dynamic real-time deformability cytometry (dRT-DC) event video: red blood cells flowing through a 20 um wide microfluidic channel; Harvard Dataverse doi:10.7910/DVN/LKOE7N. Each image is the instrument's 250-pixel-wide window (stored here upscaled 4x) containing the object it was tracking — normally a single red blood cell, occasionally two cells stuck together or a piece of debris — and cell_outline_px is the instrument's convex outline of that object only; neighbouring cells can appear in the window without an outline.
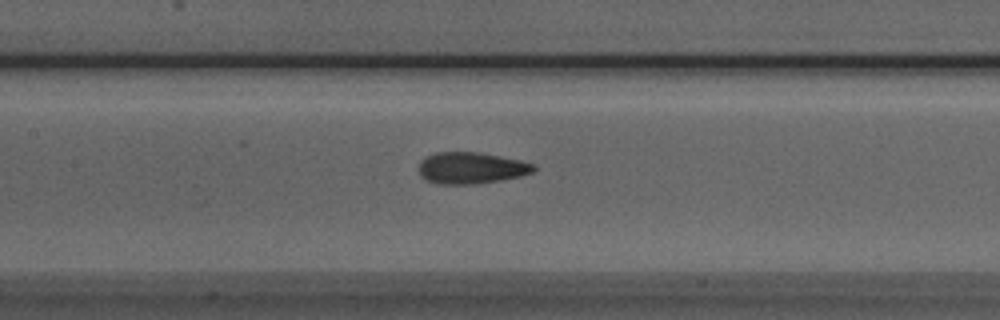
{"species": "Egyptian fruit bat (a non-hibernating species)", "species_latin": "Rousettus aegyptiacus", "temperature_condition": "room temperature", "stored_images_in_passage": 36, "camera_frame_rate_fps": 3000, "um_per_image_px": 0.085, "animal": {"sex": "male"}, "frame": {"image": 1, "passage_image": 8, "time_ms": 2.333, "image_size_px": [1000, 320], "cell_outline_px": [[536, 168], [532, 172], [520, 176], [500, 180], [472, 184], [436, 184], [424, 180], [420, 176], [420, 160], [424, 156], [436, 152], [480, 152], [520, 160], [532, 164]], "centroid_in_image_um": [39.99, 14.27], "position_along_channel_um": 167.4, "area_um2": 21.15}}
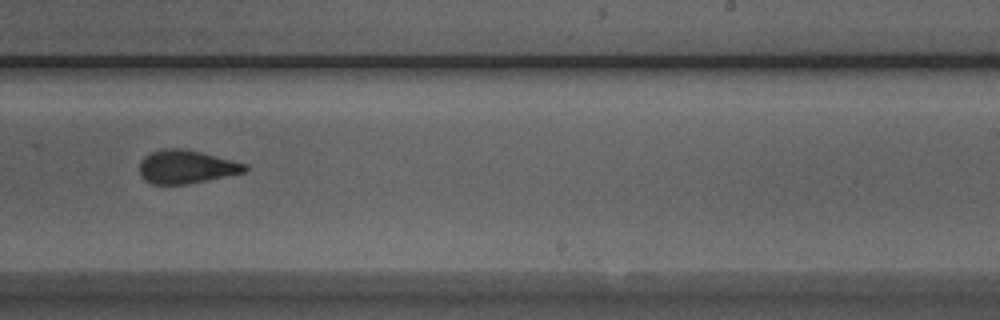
{"frame": {"image": 2, "passage_image": 16, "time_ms": 5.0, "image_size_px": [1000, 320], "cell_outline_px": [[248, 168], [244, 172], [208, 180], [188, 184], [152, 184], [144, 180], [140, 176], [140, 160], [144, 156], [152, 152], [164, 148], [180, 148], [200, 152], [248, 164]], "centroid_in_image_um": [15.81, 14.18], "position_along_channel_um": 273.2, "area_um2": 20.46}}
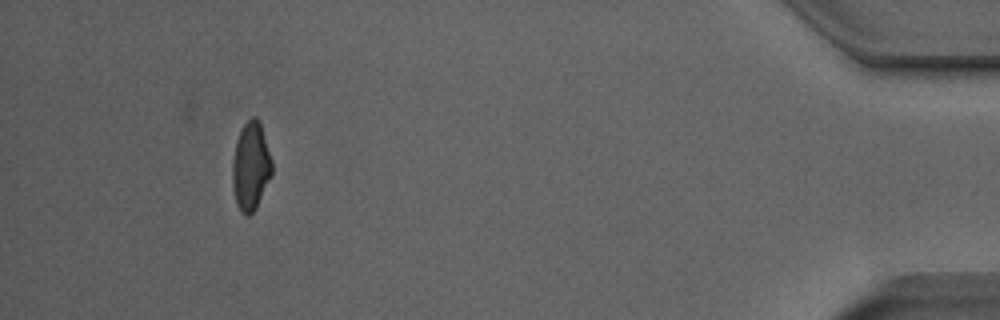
{"frame": {"image": 3, "passage_image": 32, "time_ms": 10.333, "image_size_px": [1000, 320], "cell_outline_px": [[272, 176], [256, 208], [248, 216], [244, 216], [240, 212], [236, 200], [232, 184], [232, 160], [236, 140], [244, 124], [252, 116], [256, 116], [260, 124], [272, 160]], "centroid_in_image_um": [21.31, 14.16], "position_along_channel_um": 413.9, "area_um2": 20.35}}